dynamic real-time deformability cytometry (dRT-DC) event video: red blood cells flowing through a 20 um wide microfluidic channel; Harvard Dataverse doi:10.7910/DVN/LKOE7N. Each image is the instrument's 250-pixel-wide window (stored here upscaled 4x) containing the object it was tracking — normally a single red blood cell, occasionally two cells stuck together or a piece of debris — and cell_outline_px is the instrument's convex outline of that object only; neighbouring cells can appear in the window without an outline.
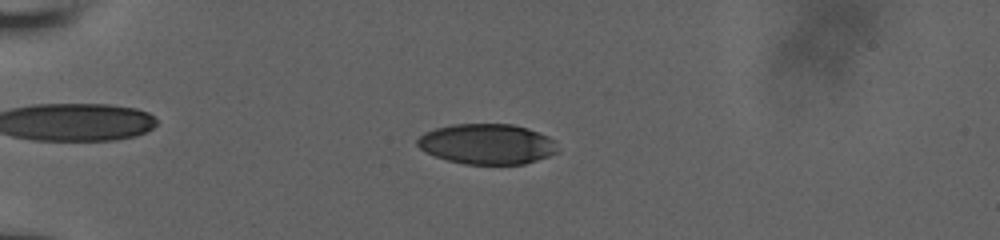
{"species": "human", "species_latin": "Homo sapiens", "temperature_condition": "room temperature", "stored_images_in_passage": 41, "camera_frame_rate_fps": 3000, "um_per_image_px": 0.085, "donor": {"sex": "male"}, "frame": {"image": 1, "passage_image": 5, "time_ms": 1.667, "image_size_px": [1000, 240], "cell_outline_px": [[556, 152], [548, 156], [524, 164], [464, 164], [448, 160], [436, 156], [420, 148], [416, 144], [416, 140], [424, 132], [436, 128], [452, 124], [512, 124], [528, 128], [548, 136], [556, 140]], "centroid_in_image_um": [41.4, 12.23], "position_along_channel_um": 43.6, "area_um2": 32.89}}
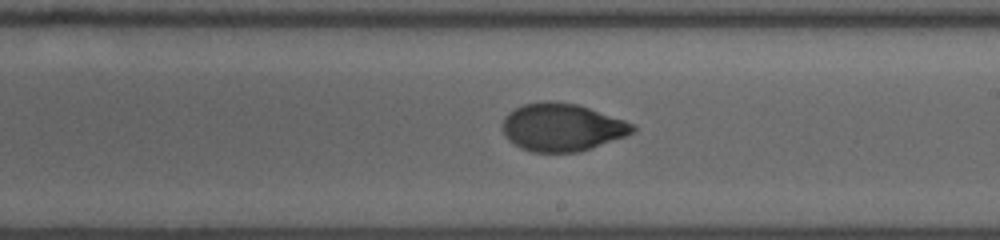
{"frame": {"image": 2, "passage_image": 22, "time_ms": 8.0, "image_size_px": [1000, 240], "cell_outline_px": [[636, 128], [632, 132], [624, 136], [580, 152], [532, 152], [520, 148], [508, 140], [504, 132], [504, 116], [508, 112], [524, 104], [548, 100], [552, 100], [576, 104], [624, 120], [632, 124]], "centroid_in_image_um": [47.73, 10.82], "position_along_channel_um": 241.3, "area_um2": 35.84}}
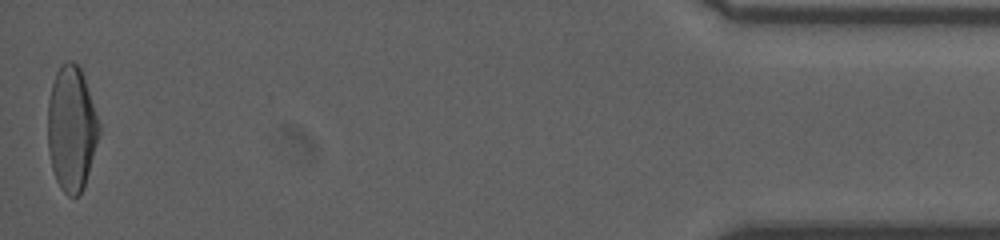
{"frame": {"image": 3, "passage_image": 41, "time_ms": 15.0, "image_size_px": [1000, 240], "cell_outline_px": [[100, 132], [84, 188], [76, 196], [68, 196], [60, 188], [56, 180], [52, 168], [48, 148], [48, 100], [52, 84], [56, 72], [60, 64], [68, 60], [72, 60], [80, 68], [100, 124]], "centroid_in_image_um": [6.07, 10.93], "position_along_channel_um": 429.1, "area_um2": 37.17}, "authors_computed_cell_mechanics": {"area_um2": 35.8938, "velocity_mm_per_s": 3.8492, "shape_relaxation_time_tau1_ms": 4.3442, "shape_relaxation_time_tau2_ms": 1.0183, "deformation_change_tau1": 0.1744, "deformation_change_tau2": 0.0481}}